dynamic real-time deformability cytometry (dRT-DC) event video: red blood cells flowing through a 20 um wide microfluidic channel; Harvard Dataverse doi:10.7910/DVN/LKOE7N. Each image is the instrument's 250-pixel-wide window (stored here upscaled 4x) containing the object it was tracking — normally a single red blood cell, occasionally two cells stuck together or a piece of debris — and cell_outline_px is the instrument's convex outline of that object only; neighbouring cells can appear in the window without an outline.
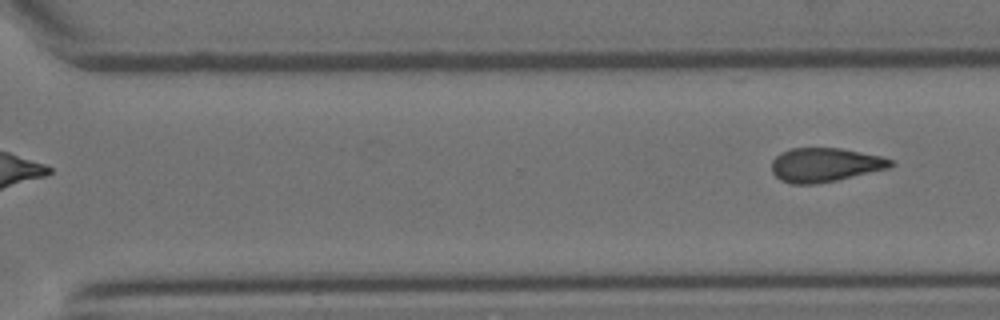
{"species": "Egyptian fruit bat (a non-hibernating species)", "species_latin": "Rousettus aegyptiacus", "temperature_condition": "room temperature", "stored_images_in_passage": 15, "segment_of_instrument_passage": [2, 2], "camera_frame_rate_fps": 3000, "um_per_image_px": 0.085, "animal": {"sex": "female"}, "frame": {"image": 1, "passage_image": 15, "time_ms": 4.667, "image_size_px": [1000, 320], "cell_outline_px": [[896, 164], [888, 168], [836, 180], [816, 184], [792, 184], [780, 180], [772, 172], [772, 160], [780, 152], [792, 148], [840, 148], [880, 156], [892, 160]], "centroid_in_image_um": [70.09, 14.01], "position_along_channel_um": 300.5, "area_um2": 23.47}}